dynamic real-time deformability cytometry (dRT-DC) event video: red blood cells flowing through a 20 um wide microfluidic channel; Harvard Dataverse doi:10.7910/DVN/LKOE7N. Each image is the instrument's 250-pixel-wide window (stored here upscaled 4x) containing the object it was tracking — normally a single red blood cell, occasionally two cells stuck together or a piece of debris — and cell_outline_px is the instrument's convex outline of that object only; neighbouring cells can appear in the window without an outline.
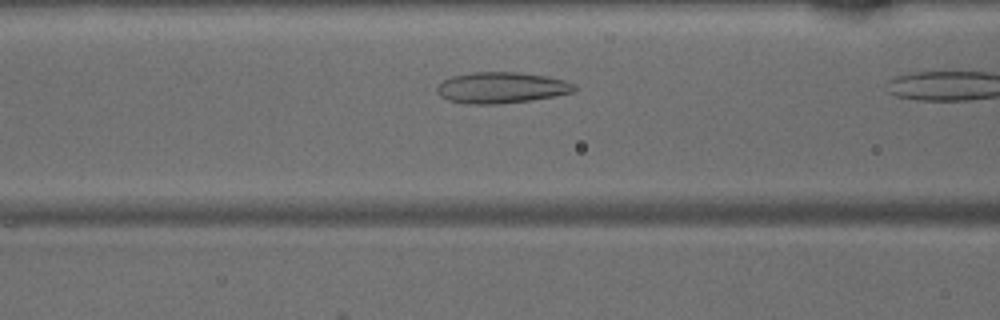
{"species": "common noctule bat (a hibernating species)", "species_latin": "Nyctalus noctula", "temperature_condition": "warm", "stored_images_in_passage": 8, "camera_frame_rate_fps": 3000, "um_per_image_px": 0.085, "animal": {"sex": "male", "body_mass_g": 15.6}, "frame": {"image": 1, "passage_image": 7, "time_ms": 2.0, "image_size_px": [1000, 320], "cell_outline_px": [[576, 92], [556, 96], [500, 104], [464, 104], [448, 100], [440, 96], [436, 92], [436, 88], [444, 80], [452, 76], [472, 72], [516, 72], [544, 76], [564, 80], [576, 84]], "centroid_in_image_um": [42.62, 7.46], "position_along_channel_um": 124.0, "area_um2": 24.97}}